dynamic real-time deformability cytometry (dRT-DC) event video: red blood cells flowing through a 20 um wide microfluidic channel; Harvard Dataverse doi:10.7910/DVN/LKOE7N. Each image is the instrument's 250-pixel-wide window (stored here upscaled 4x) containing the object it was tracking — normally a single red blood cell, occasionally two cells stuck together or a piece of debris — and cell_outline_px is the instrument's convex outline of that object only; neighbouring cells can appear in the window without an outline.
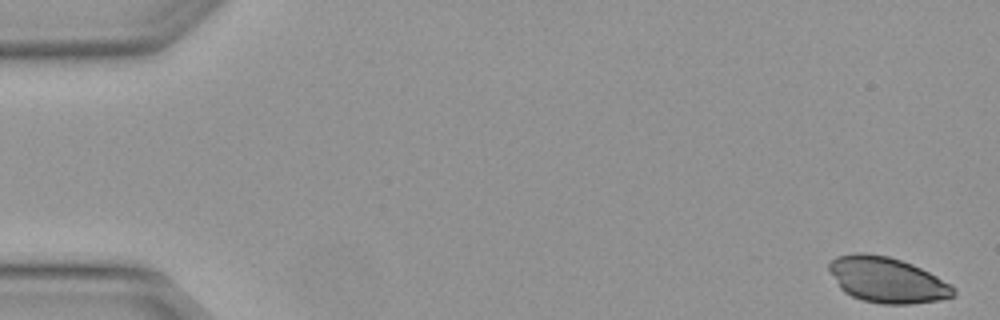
{"species": "Egyptian fruit bat (a non-hibernating species)", "species_latin": "Rousettus aegyptiacus", "temperature_condition": "warm", "stored_images_in_passage": 5, "camera_frame_rate_fps": 3000, "um_per_image_px": 0.085, "animal": {"sex": "female"}, "frame": {"image": 1, "passage_image": 1, "time_ms": 0.0, "image_size_px": [1000, 320], "cell_outline_px": [[956, 296], [940, 300], [908, 304], [884, 304], [864, 300], [852, 296], [844, 292], [840, 288], [828, 268], [828, 264], [836, 256], [856, 252], [864, 252], [888, 256], [912, 264], [952, 284], [956, 288]], "centroid_in_image_um": [75.42, 23.79], "position_along_channel_um": 9.6, "area_um2": 33.06}}